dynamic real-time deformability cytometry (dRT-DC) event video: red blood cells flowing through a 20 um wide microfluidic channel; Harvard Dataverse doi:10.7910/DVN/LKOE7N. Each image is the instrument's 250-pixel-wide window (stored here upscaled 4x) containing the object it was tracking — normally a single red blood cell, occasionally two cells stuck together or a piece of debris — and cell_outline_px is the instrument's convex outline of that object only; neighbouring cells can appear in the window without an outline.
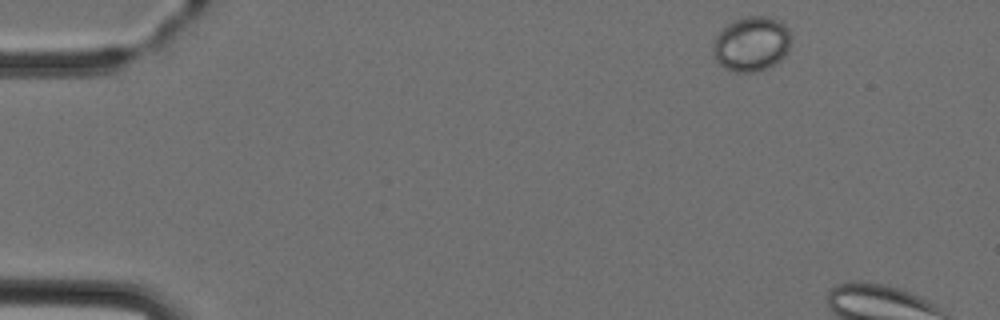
{"species": "Egyptian fruit bat (a non-hibernating species)", "species_latin": "Rousettus aegyptiacus", "temperature_condition": "cold", "stored_images_in_passage": 3, "camera_frame_rate_fps": 3000, "um_per_image_px": 0.085, "animal": {"sex": "female"}, "frame": {"image": 1, "passage_image": 1, "time_ms": 0.0, "image_size_px": [1000, 320], "cell_outline_px": [[792, 36], [788, 52], [776, 64], [768, 68], [756, 72], [736, 72], [724, 68], [716, 60], [712, 52], [712, 44], [716, 36], [732, 20], [744, 16], [768, 16], [780, 20], [788, 28]], "centroid_in_image_um": [63.9, 3.73], "position_along_channel_um": 21.1, "area_um2": 25.37}}